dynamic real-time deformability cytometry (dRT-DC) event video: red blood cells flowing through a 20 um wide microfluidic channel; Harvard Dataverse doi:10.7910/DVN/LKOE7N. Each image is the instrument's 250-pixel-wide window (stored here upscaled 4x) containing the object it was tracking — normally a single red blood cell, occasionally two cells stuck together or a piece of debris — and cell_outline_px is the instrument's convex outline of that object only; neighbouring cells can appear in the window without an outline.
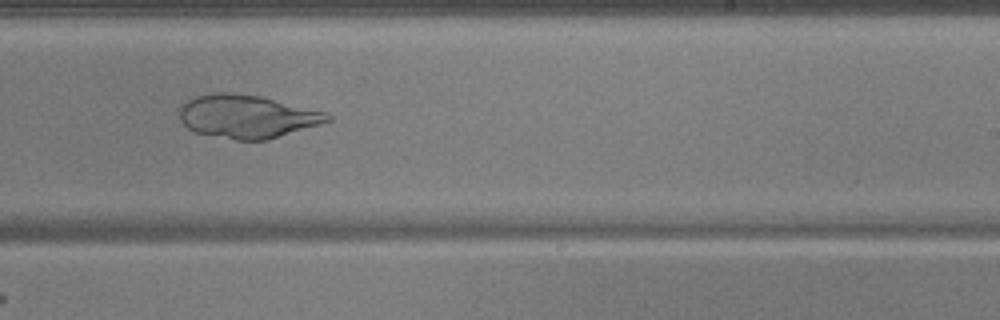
{"species": "common noctule bat (a hibernating species)", "species_latin": "Nyctalus noctula", "temperature_condition": "warm", "stored_images_in_passage": 36, "camera_frame_rate_fps": 3000, "um_per_image_px": 0.085, "animal": {"sex": "male", "body_mass_g": 17.9, "forearm_length_mm": 54.2}, "frame": {"image": 1, "passage_image": 17, "time_ms": 5.333, "image_size_px": [1000, 320], "cell_outline_px": [[332, 120], [320, 124], [268, 140], [236, 140], [196, 132], [188, 128], [180, 120], [180, 108], [184, 100], [196, 96], [212, 92], [228, 92], [260, 96], [324, 112], [332, 116]], "centroid_in_image_um": [20.97, 9.89], "position_along_channel_um": 268.0, "area_um2": 37.11}}